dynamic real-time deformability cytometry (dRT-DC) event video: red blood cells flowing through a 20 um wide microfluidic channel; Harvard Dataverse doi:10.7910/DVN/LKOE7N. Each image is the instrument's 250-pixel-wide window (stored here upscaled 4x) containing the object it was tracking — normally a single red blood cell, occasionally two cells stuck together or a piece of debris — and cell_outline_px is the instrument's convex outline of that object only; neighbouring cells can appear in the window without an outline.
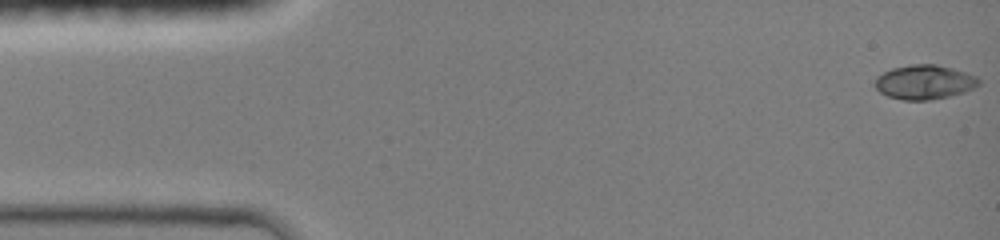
{"species": "common noctule bat (a hibernating species)", "species_latin": "Nyctalus noctula", "temperature_condition": "room temperature", "stored_images_in_passage": 46, "camera_frame_rate_fps": 3000, "um_per_image_px": 0.085, "animal": {"sex": "female", "body_mass_g": 19.0, "forearm_length_mm": 51.5}, "frame": {"image": 1, "passage_image": 1, "time_ms": 0.0, "image_size_px": [1000, 240], "cell_outline_px": [[980, 84], [964, 92], [948, 96], [928, 100], [904, 100], [888, 96], [880, 92], [876, 88], [876, 76], [892, 68], [912, 64], [936, 64], [952, 68], [976, 76], [980, 80]], "centroid_in_image_um": [78.57, 6.97], "position_along_channel_um": 6.4, "area_um2": 20.58}}
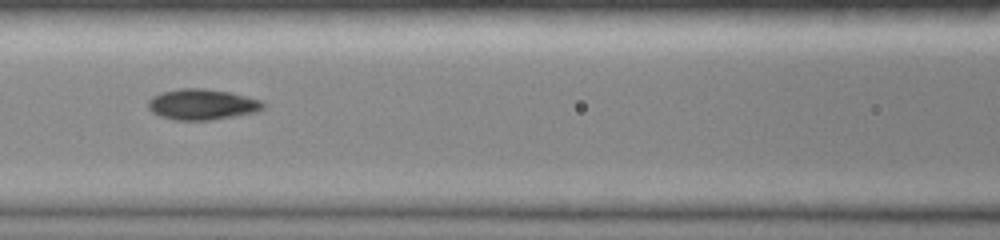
{"frame": {"image": 2, "passage_image": 20, "time_ms": 6.333, "image_size_px": [1000, 240], "cell_outline_px": [[264, 108], [256, 112], [208, 120], [176, 120], [160, 116], [152, 112], [148, 108], [148, 100], [152, 96], [160, 92], [180, 88], [204, 88], [228, 92], [264, 100]], "centroid_in_image_um": [17.16, 8.86], "position_along_channel_um": 149.4, "area_um2": 20.63}}
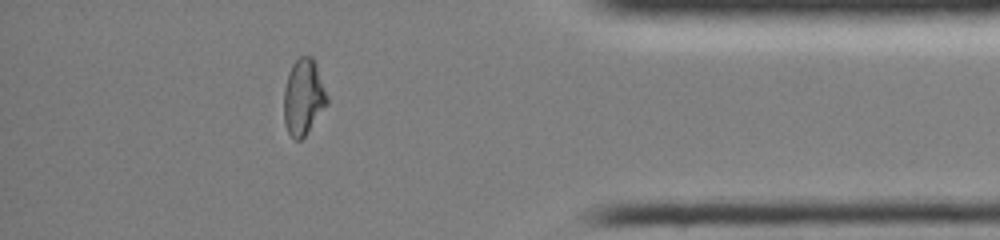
{"frame": {"image": 3, "passage_image": 40, "time_ms": 13.0, "image_size_px": [1000, 240], "cell_outline_px": [[328, 104], [304, 136], [300, 140], [296, 140], [288, 132], [284, 124], [284, 88], [288, 72], [292, 64], [300, 56], [312, 56], [316, 64], [328, 96]], "centroid_in_image_um": [25.79, 8.23], "position_along_channel_um": 409.4, "area_um2": 19.13}, "authors_computed_cell_mechanics": {"area_um2": 19.5942, "velocity_mm_per_s": 4.2066, "shape_relaxation_time_tau1_ms": 5.1174, "shape_relaxation_time_tau2_ms": 2.1364, "deformation_change_tau1": 0.2481, "deformation_change_tau2": 0.0365}}